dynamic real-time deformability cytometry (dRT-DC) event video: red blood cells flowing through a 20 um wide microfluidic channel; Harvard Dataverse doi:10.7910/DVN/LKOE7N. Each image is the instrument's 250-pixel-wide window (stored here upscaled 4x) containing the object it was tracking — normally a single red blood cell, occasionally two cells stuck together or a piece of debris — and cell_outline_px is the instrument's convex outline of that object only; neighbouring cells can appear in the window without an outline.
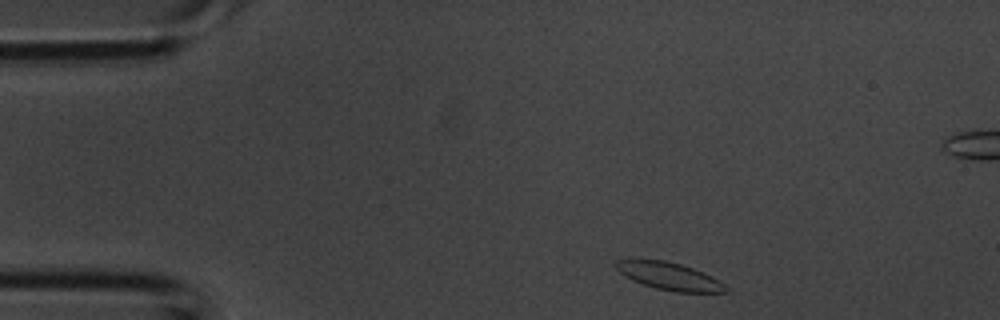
{"species": "common noctule bat (a hibernating species)", "species_latin": "Nyctalus noctula", "temperature_condition": "room temperature", "stored_images_in_passage": 2, "camera_frame_rate_fps": 3000, "um_per_image_px": 0.085, "animal": {"sex": "male", "body_mass_g": 20.1, "forearm_length_mm": 53.5}, "frame": {"image": 1, "passage_image": 1, "time_ms": 0.0, "image_size_px": [1000, 320], "cell_outline_px": [[732, 292], [676, 292], [656, 288], [632, 280], [624, 276], [612, 264], [616, 260], [632, 256], [636, 256], [664, 260], [680, 264], [692, 268], [712, 276], [724, 284]], "centroid_in_image_um": [56.79, 23.42], "position_along_channel_um": 28.2, "area_um2": 18.21}}